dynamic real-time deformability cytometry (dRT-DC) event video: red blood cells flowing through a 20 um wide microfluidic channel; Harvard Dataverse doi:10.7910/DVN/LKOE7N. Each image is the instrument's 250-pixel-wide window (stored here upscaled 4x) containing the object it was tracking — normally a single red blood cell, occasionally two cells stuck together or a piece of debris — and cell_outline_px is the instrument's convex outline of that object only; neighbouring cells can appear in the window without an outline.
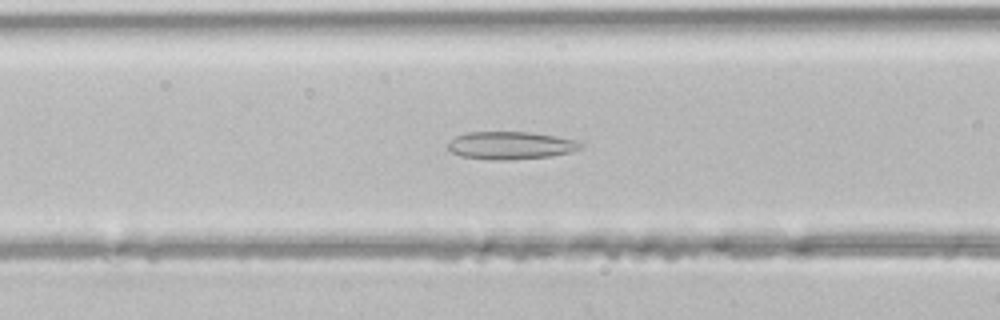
{"species": "common noctule bat (a hibernating species)", "species_latin": "Nyctalus noctula", "temperature_condition": "room temperature", "stored_images_in_passage": 44, "camera_frame_rate_fps": 3000, "um_per_image_px": 0.085, "animal": {"sex": "male", "body_mass_g": 21.5, "forearm_length_mm": 52.0}, "frame": {"image": 1, "passage_image": 17, "time_ms": 5.333, "image_size_px": [1000, 320], "cell_outline_px": [[584, 144], [580, 148], [572, 152], [552, 156], [512, 160], [496, 160], [460, 156], [452, 152], [448, 148], [448, 144], [456, 136], [468, 132], [532, 132], [556, 136], [576, 140]], "centroid_in_image_um": [43.44, 12.36], "position_along_channel_um": 123.2, "area_um2": 21.5}}
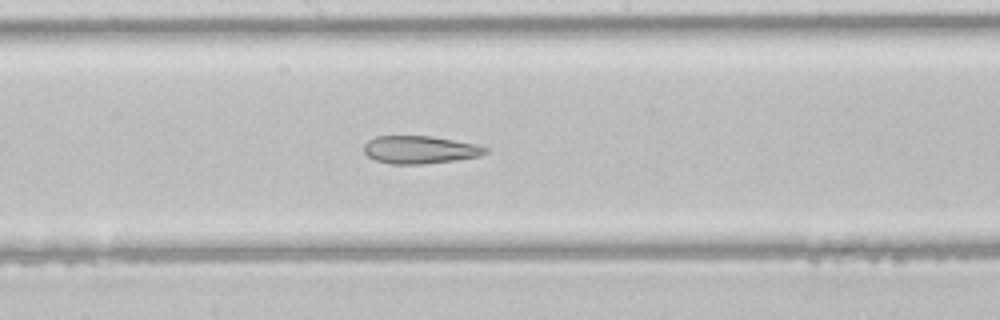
{"frame": {"image": 2, "passage_image": 23, "time_ms": 7.333, "image_size_px": [1000, 320], "cell_outline_px": [[488, 152], [480, 156], [456, 160], [424, 164], [392, 164], [376, 160], [368, 156], [364, 152], [364, 144], [368, 140], [376, 136], [432, 136], [476, 144], [488, 148]], "centroid_in_image_um": [35.7, 12.72], "position_along_channel_um": 212.5, "area_um2": 19.71}}
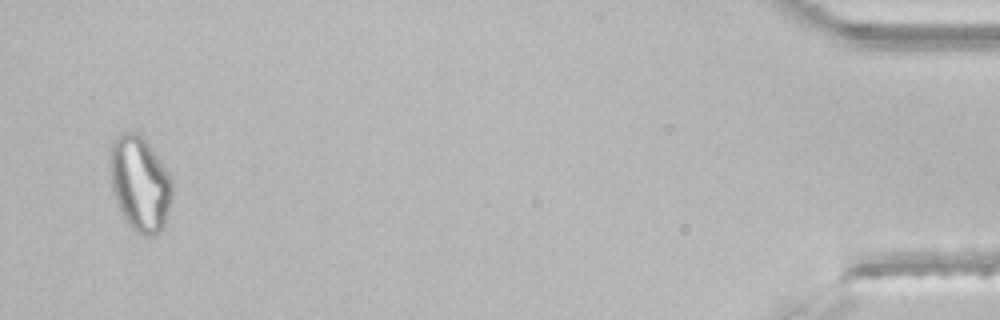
{"frame": {"image": 3, "passage_image": 43, "time_ms": 14.0, "image_size_px": [1000, 320], "cell_outline_px": [[172, 196], [164, 224], [160, 232], [156, 236], [144, 236], [136, 232], [128, 224], [116, 200], [112, 188], [112, 144], [116, 136], [120, 132], [132, 132], [140, 136], [148, 144], [168, 172], [172, 180]], "centroid_in_image_um": [11.92, 15.65], "position_along_channel_um": 423.3, "area_um2": 33.52}}